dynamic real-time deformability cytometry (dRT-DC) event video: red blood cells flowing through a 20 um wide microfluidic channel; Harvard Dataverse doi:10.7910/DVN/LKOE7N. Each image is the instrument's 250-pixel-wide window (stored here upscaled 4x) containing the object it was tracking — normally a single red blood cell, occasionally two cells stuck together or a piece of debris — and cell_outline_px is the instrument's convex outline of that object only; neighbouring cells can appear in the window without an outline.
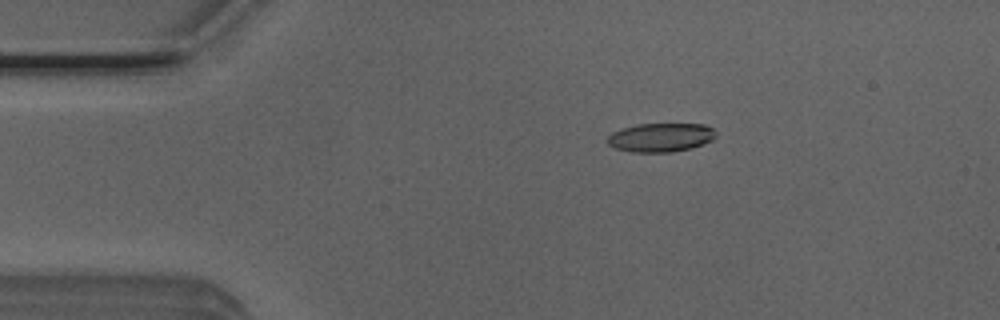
{"species": "Egyptian fruit bat (a non-hibernating species)", "species_latin": "Rousettus aegyptiacus", "temperature_condition": "room temperature", "stored_images_in_passage": 4, "camera_frame_rate_fps": 3000, "um_per_image_px": 0.085, "animal": {"sex": "male"}, "frame": {"image": 1, "passage_image": 3, "time_ms": 0.667, "image_size_px": [1000, 320], "cell_outline_px": [[716, 136], [712, 140], [692, 148], [672, 152], [632, 152], [616, 148], [608, 144], [608, 136], [612, 132], [620, 128], [636, 124], [704, 124], [712, 128], [716, 132]], "centroid_in_image_um": [56.16, 11.68], "position_along_channel_um": 28.8, "area_um2": 18.26}}